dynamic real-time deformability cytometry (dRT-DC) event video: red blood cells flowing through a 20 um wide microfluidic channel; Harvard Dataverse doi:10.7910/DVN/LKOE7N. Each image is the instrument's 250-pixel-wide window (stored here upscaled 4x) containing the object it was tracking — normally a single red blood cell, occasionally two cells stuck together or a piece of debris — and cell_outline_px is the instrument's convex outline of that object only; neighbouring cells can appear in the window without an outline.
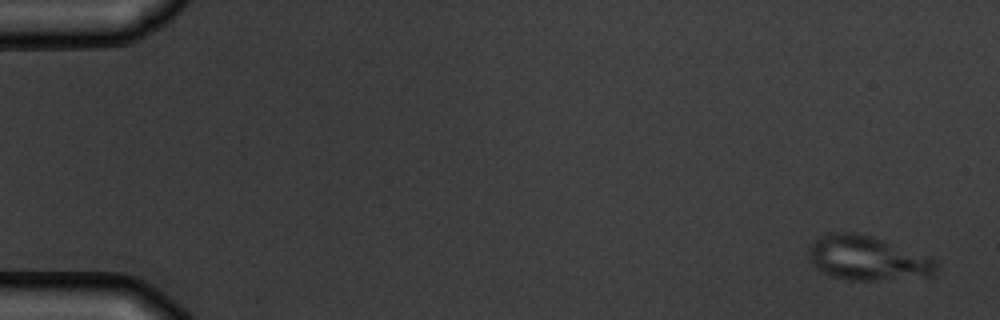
{"species": "common noctule bat (a hibernating species)", "species_latin": "Nyctalus noctula", "temperature_condition": "warm", "stored_images_in_passage": 5, "camera_frame_rate_fps": 3000, "um_per_image_px": 0.085, "animal": {"sex": "male", "body_mass_g": 19.5, "forearm_length_mm": 54.6}, "frame": {"image": 1, "passage_image": 1, "time_ms": 0.0, "image_size_px": [1000, 320], "cell_outline_px": [[936, 272], [932, 276], [876, 280], [844, 280], [832, 276], [816, 268], [812, 264], [808, 256], [808, 244], [820, 236], [832, 232], [852, 232], [872, 236], [884, 240], [936, 260]], "centroid_in_image_um": [73.67, 21.94], "position_along_channel_um": 11.3, "area_um2": 32.89}}